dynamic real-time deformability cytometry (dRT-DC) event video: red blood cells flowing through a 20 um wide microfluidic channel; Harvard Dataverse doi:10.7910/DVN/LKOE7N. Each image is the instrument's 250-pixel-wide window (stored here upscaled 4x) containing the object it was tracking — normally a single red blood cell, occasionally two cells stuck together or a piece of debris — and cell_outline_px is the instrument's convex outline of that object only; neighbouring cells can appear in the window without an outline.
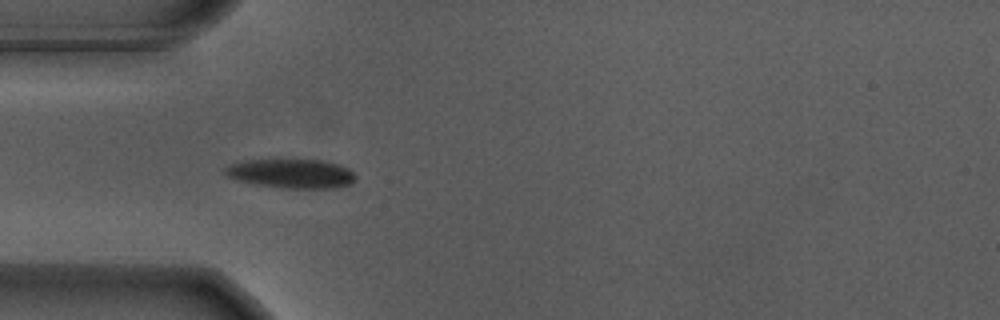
{"species": "Egyptian fruit bat (a non-hibernating species)", "species_latin": "Rousettus aegyptiacus", "temperature_condition": "warm", "stored_images_in_passage": 15, "camera_frame_rate_fps": 3000, "um_per_image_px": 0.085, "animal": {"sex": "male"}, "frame": {"image": 1, "passage_image": 5, "time_ms": 1.333, "image_size_px": [1000, 320], "cell_outline_px": [[356, 180], [352, 184], [336, 188], [284, 188], [252, 184], [236, 180], [224, 176], [224, 168], [228, 164], [244, 160], [320, 160], [340, 164], [348, 168], [356, 176]], "centroid_in_image_um": [24.74, 14.76], "position_along_channel_um": 60.3, "area_um2": 22.54}}
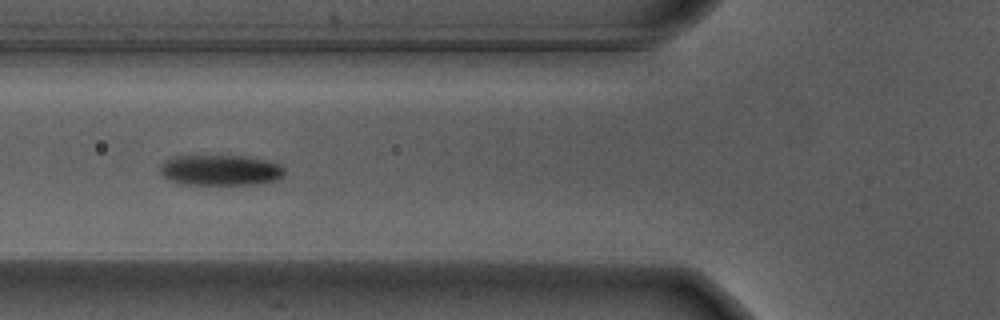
{"frame": {"image": 2, "passage_image": 9, "time_ms": 2.667, "image_size_px": [1000, 320], "cell_outline_px": [[284, 176], [280, 180], [252, 184], [180, 184], [168, 180], [160, 172], [160, 164], [164, 160], [176, 156], [248, 156], [268, 160], [280, 164], [284, 168]], "centroid_in_image_um": [18.75, 14.46], "position_along_channel_um": 107.0, "area_um2": 22.43}}